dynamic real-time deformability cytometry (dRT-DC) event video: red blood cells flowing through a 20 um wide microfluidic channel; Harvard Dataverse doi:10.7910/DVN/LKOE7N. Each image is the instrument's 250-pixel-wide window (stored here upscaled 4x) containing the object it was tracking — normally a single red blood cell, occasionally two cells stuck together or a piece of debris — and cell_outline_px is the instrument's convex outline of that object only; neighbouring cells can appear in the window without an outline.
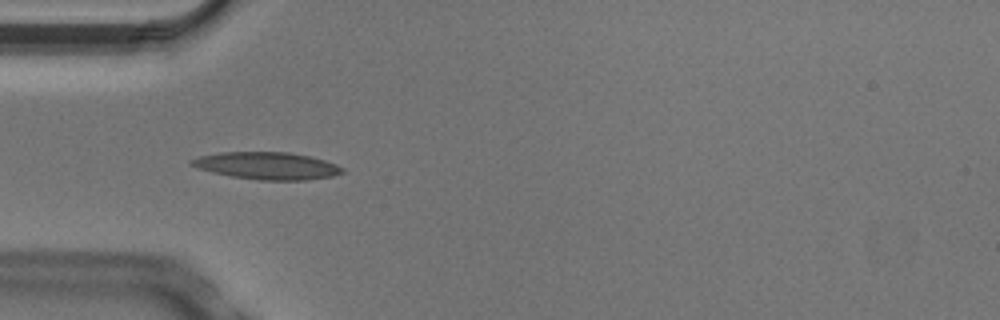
{"species": "Egyptian fruit bat (a non-hibernating species)", "species_latin": "Rousettus aegyptiacus", "temperature_condition": "cold", "stored_images_in_passage": 6, "camera_frame_rate_fps": 3000, "um_per_image_px": 0.085, "animal": {"sex": "male"}, "frame": {"image": 1, "passage_image": 5, "time_ms": 1.333, "image_size_px": [1000, 320], "cell_outline_px": [[344, 172], [332, 176], [304, 180], [260, 180], [232, 176], [212, 172], [196, 168], [188, 164], [188, 160], [200, 156], [220, 152], [288, 152], [308, 156], [324, 160], [336, 164], [344, 168]], "centroid_in_image_um": [22.66, 14.08], "position_along_channel_um": 62.3, "area_um2": 23.93}}